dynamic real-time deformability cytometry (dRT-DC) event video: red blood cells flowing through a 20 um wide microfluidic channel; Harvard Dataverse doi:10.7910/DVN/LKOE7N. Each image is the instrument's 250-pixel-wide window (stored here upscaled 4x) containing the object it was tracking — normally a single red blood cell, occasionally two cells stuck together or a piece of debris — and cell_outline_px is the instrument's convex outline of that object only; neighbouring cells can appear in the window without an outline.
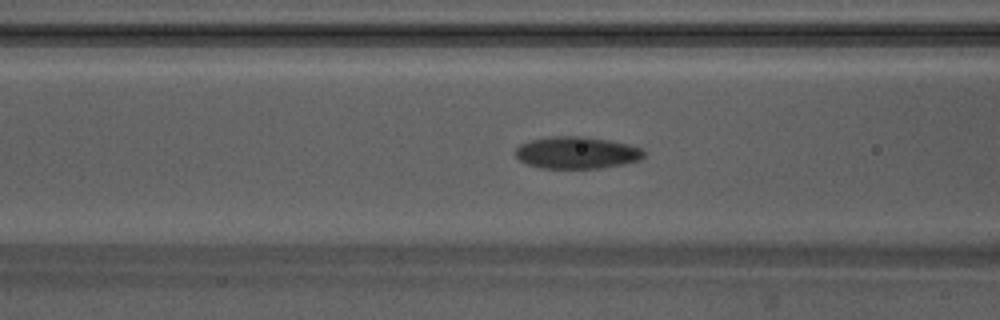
{"species": "Egyptian fruit bat (a non-hibernating species)", "species_latin": "Rousettus aegyptiacus", "temperature_condition": "warm", "stored_images_in_passage": 40, "camera_frame_rate_fps": 3000, "um_per_image_px": 0.085, "animal": {"sex": "male"}, "frame": {"image": 1, "passage_image": 5, "time_ms": 1.333, "image_size_px": [1000, 320], "cell_outline_px": [[644, 156], [640, 160], [624, 164], [600, 168], [540, 168], [528, 164], [520, 160], [516, 156], [516, 148], [520, 144], [532, 140], [552, 136], [584, 136], [608, 140], [628, 144], [640, 148], [644, 152]], "centroid_in_image_um": [49.03, 12.98], "position_along_channel_um": 117.6, "area_um2": 23.87}}
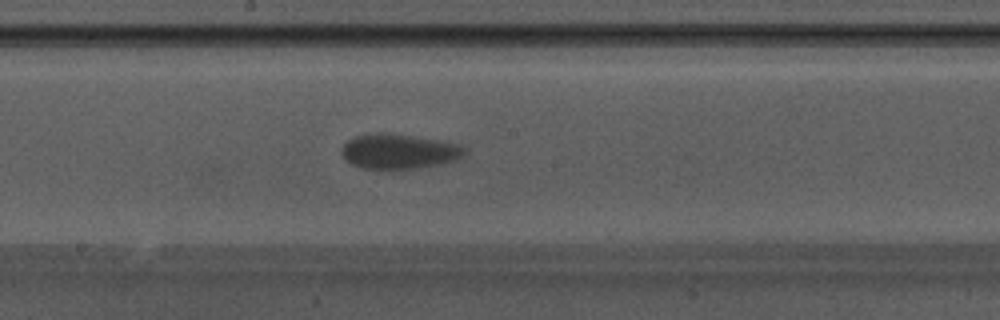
{"frame": {"image": 2, "passage_image": 13, "time_ms": 4.0, "image_size_px": [1000, 320], "cell_outline_px": [[468, 148], [464, 156], [456, 160], [440, 164], [416, 168], [360, 168], [352, 164], [340, 152], [344, 144], [348, 140], [356, 136], [368, 132], [388, 132], [444, 140], [460, 144]], "centroid_in_image_um": [33.96, 12.83], "position_along_channel_um": 214.2, "area_um2": 25.37}}
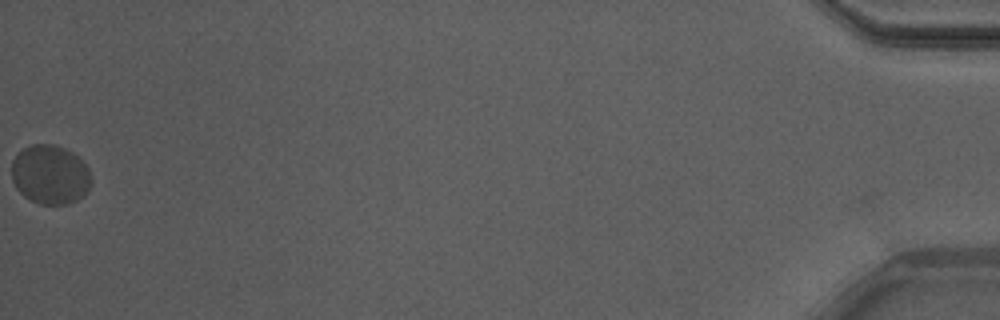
{"frame": {"image": 3, "passage_image": 40, "time_ms": 13.0, "image_size_px": [1000, 320], "cell_outline_px": [[92, 180], [88, 192], [76, 200], [68, 204], [40, 204], [24, 196], [16, 188], [12, 180], [12, 160], [24, 148], [32, 144], [56, 144], [72, 152], [88, 168]], "centroid_in_image_um": [4.27, 14.84], "position_along_channel_um": 430.9, "area_um2": 27.46}, "authors_computed_cell_mechanics": {"area_um2": 25.2586, "velocity_mm_per_s": 3.6382, "shape_relaxation_time_tau1_ms": 2.2997, "shape_relaxation_time_tau2_ms": null, "deformation_change_tau1": 0.0761, "deformation_change_tau2": null}}